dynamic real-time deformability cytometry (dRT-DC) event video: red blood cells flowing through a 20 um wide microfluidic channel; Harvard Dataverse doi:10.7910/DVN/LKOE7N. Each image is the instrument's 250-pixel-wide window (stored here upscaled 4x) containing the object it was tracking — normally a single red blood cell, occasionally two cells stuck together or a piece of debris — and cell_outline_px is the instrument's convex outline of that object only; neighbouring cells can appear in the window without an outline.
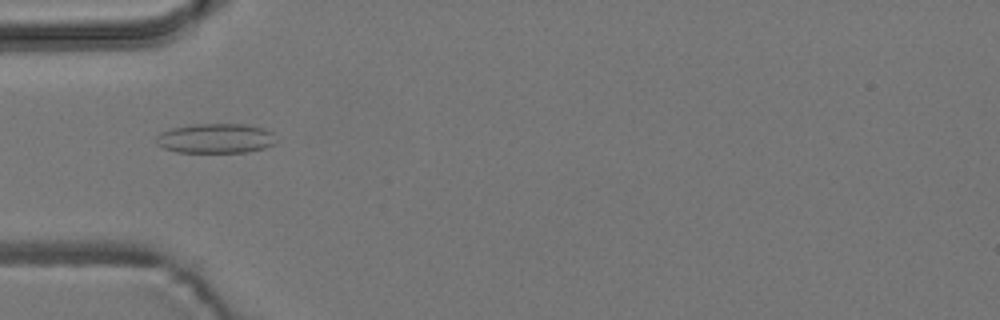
{"species": "common noctule bat (a hibernating species)", "species_latin": "Nyctalus noctula", "temperature_condition": "room temperature", "stored_images_in_passage": 6, "camera_frame_rate_fps": 3000, "um_per_image_px": 0.085, "animal": {"sex": "male", "body_mass_g": 19.2, "forearm_length_mm": 51.8}, "frame": {"image": 1, "passage_image": 5, "time_ms": 4.667, "image_size_px": [1000, 320], "cell_outline_px": [[276, 144], [264, 148], [248, 152], [176, 152], [164, 148], [156, 144], [156, 136], [160, 132], [172, 128], [192, 124], [244, 124], [264, 128], [272, 132], [276, 140]], "centroid_in_image_um": [18.33, 11.76], "position_along_channel_um": 66.7, "area_um2": 20.92}}
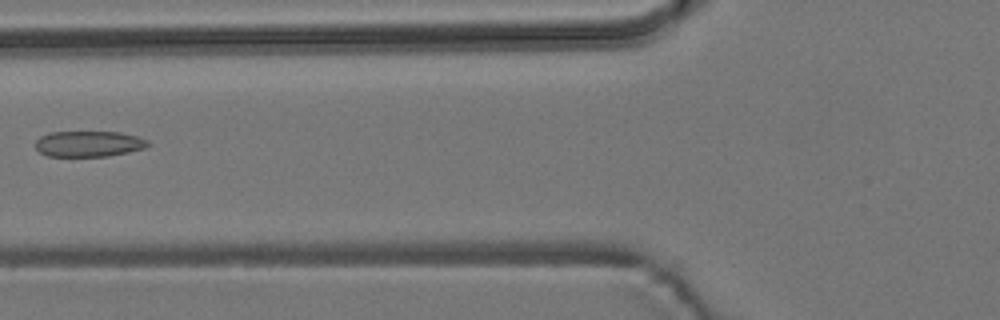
{"frame": {"image": 2, "passage_image": 6, "time_ms": 6.0, "image_size_px": [1000, 320], "cell_outline_px": [[152, 144], [144, 148], [128, 152], [108, 156], [48, 156], [40, 152], [36, 148], [36, 140], [40, 136], [48, 132], [120, 132], [136, 136], [148, 140]], "centroid_in_image_um": [7.55, 12.22], "position_along_channel_um": 118.2, "area_um2": 16.94}}